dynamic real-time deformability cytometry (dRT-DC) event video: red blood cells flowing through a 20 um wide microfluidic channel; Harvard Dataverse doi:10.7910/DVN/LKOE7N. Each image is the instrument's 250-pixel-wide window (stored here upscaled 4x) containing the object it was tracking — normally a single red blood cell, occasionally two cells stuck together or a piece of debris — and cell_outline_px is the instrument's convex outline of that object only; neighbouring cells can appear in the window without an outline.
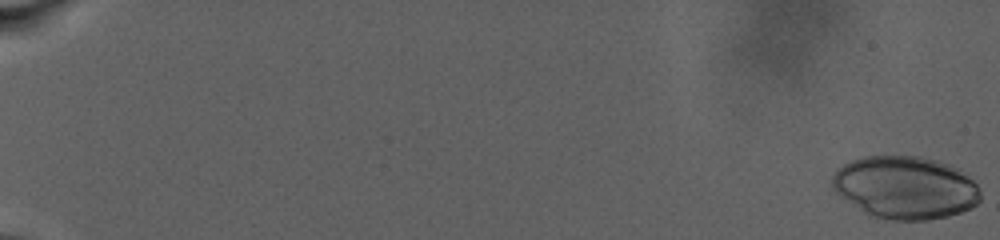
{"species": "human", "species_latin": "Homo sapiens", "temperature_condition": "warm", "stored_images_in_passage": 84, "camera_frame_rate_fps": 3000, "um_per_image_px": 0.085, "donor": {"sex": "male"}, "frame": {"image": 1, "passage_image": 1, "time_ms": 0.0, "image_size_px": [1000, 240], "cell_outline_px": [[980, 200], [972, 208], [948, 216], [928, 220], [892, 220], [868, 216], [840, 196], [832, 188], [832, 176], [844, 164], [852, 160], [864, 156], [920, 156], [936, 160], [960, 168], [976, 184], [980, 192]], "centroid_in_image_um": [76.95, 15.95], "position_along_channel_um": 8.1, "area_um2": 54.45}}
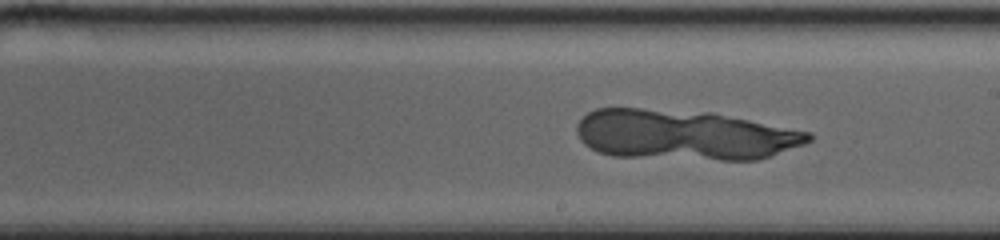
{"frame": {"image": 2, "passage_image": 50, "time_ms": 18.0, "image_size_px": [1000, 240], "cell_outline_px": [[816, 136], [812, 140], [804, 144], [756, 160], [720, 160], [612, 156], [600, 152], [584, 144], [580, 140], [576, 132], [576, 124], [588, 112], [596, 108], [640, 108], [712, 112], [812, 132]], "centroid_in_image_um": [58.17, 11.46], "position_along_channel_um": 230.8, "area_um2": 68.15}}
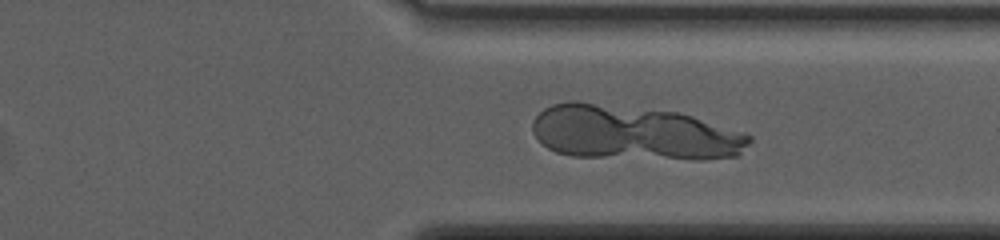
{"frame": {"image": 3, "passage_image": 69, "time_ms": 23.0, "image_size_px": [1000, 240], "cell_outline_px": [[752, 140], [736, 156], [704, 160], [692, 160], [572, 156], [556, 152], [548, 148], [532, 132], [532, 120], [544, 108], [552, 104], [568, 100], [576, 100], [680, 112], [744, 132], [752, 136]], "centroid_in_image_um": [53.85, 11.29], "position_along_channel_um": 357.5, "area_um2": 69.76}}